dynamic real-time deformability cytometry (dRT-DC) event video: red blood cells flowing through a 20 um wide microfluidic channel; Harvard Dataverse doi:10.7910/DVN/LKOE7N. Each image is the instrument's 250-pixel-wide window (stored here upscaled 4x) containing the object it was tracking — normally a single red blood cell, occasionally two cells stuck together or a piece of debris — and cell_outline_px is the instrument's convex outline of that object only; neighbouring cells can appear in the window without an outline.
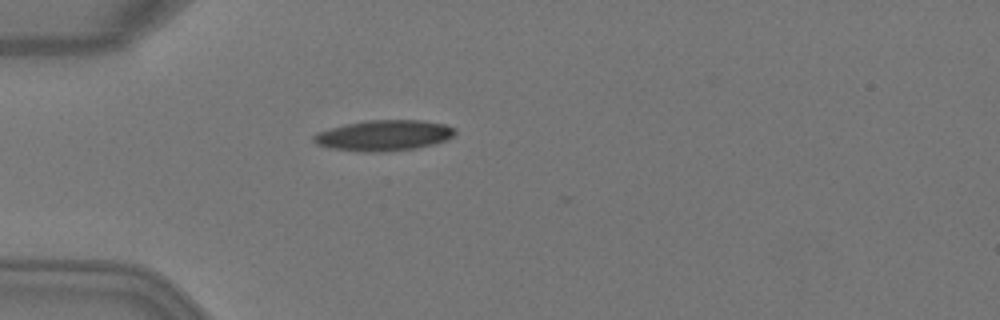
{"species": "Egyptian fruit bat (a non-hibernating species)", "species_latin": "Rousettus aegyptiacus", "temperature_condition": "warm", "stored_images_in_passage": 1, "camera_frame_rate_fps": 3000, "um_per_image_px": 0.085, "animal": {"sex": "female"}, "frame": {"image": 1, "passage_image": 1, "time_ms": 0.0, "image_size_px": [1000, 320], "cell_outline_px": [[456, 132], [448, 140], [436, 144], [416, 148], [376, 152], [360, 152], [328, 148], [316, 144], [312, 140], [312, 136], [316, 132], [344, 124], [368, 120], [420, 120], [444, 124], [456, 128]], "centroid_in_image_um": [32.61, 11.51], "position_along_channel_um": 52.4, "area_um2": 25.55}}